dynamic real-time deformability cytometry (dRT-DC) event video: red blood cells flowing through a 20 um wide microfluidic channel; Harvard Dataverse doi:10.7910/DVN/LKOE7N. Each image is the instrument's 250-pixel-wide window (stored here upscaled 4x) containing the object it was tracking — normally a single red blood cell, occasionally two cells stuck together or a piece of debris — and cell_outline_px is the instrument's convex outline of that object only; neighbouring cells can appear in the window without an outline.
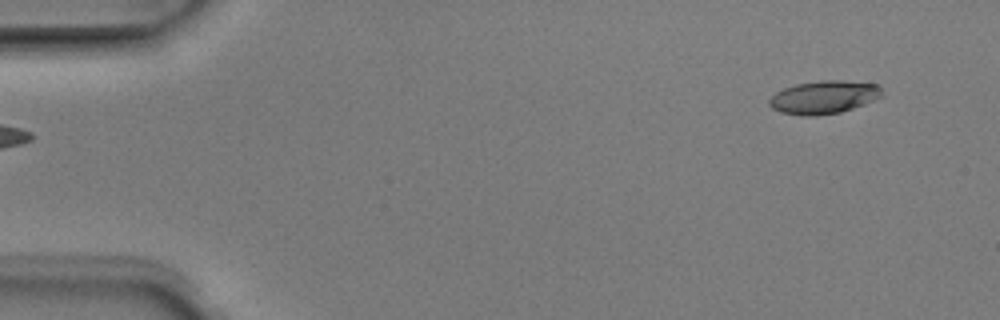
{"species": "Egyptian fruit bat (a non-hibernating species)", "species_latin": "Rousettus aegyptiacus", "temperature_condition": "room temperature", "stored_images_in_passage": 4, "segment_of_instrument_passage": [2, 2], "camera_frame_rate_fps": 3000, "um_per_image_px": 0.085, "animal": {"sex": "male"}, "frame": {"image": 1, "passage_image": 4, "time_ms": 1.0, "image_size_px": [1000, 320], "cell_outline_px": [[884, 96], [864, 104], [840, 112], [816, 116], [800, 116], [780, 112], [772, 108], [768, 104], [768, 100], [776, 92], [784, 88], [796, 84], [820, 80], [840, 80], [876, 84], [880, 88]], "centroid_in_image_um": [70.0, 8.27], "position_along_channel_um": 15.0, "area_um2": 21.79}}